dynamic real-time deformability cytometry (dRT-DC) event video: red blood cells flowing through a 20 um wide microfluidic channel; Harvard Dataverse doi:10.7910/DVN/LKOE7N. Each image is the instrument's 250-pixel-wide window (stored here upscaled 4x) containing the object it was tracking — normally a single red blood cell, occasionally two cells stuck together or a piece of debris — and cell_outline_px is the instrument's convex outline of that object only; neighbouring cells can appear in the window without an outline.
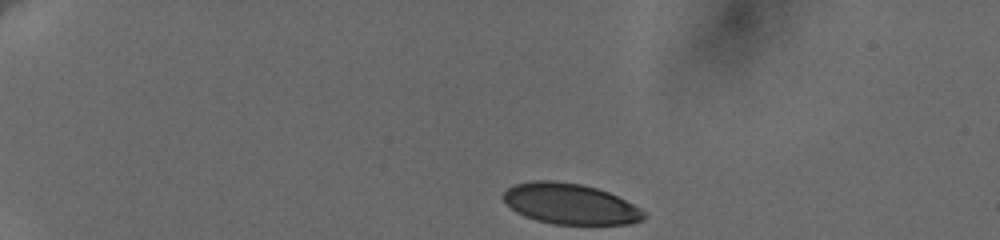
{"species": "human", "species_latin": "Homo sapiens", "temperature_condition": "cold", "stored_images_in_passage": 5, "camera_frame_rate_fps": 3000, "um_per_image_px": 0.085, "donor": {"sex": "female"}, "frame": {"image": 1, "passage_image": 1, "time_ms": 0.0, "image_size_px": [1000, 240], "cell_outline_px": [[648, 216], [644, 220], [628, 224], [552, 224], [536, 220], [524, 216], [516, 212], [500, 196], [508, 188], [516, 184], [532, 180], [556, 180], [580, 184], [596, 188], [608, 192], [648, 212]], "centroid_in_image_um": [48.47, 17.33], "position_along_channel_um": 36.5, "area_um2": 33.47}}
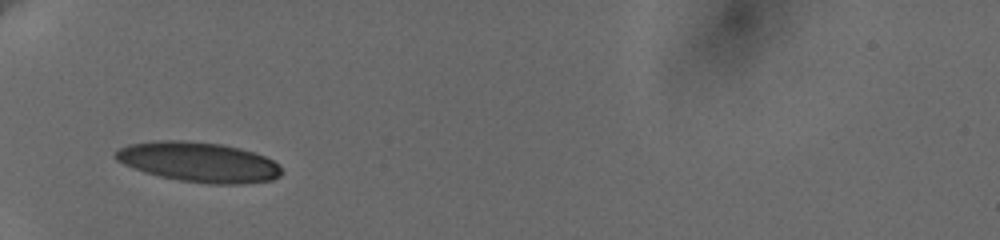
{"frame": {"image": 2, "passage_image": 4, "time_ms": 3.0, "image_size_px": [1000, 240], "cell_outline_px": [[284, 172], [280, 176], [272, 180], [244, 184], [212, 184], [180, 180], [160, 176], [144, 172], [124, 164], [116, 160], [112, 156], [120, 148], [128, 144], [156, 140], [184, 140], [220, 144], [240, 148], [264, 156], [272, 160]], "centroid_in_image_um": [16.88, 13.77], "position_along_channel_um": 68.1, "area_um2": 38.61}}